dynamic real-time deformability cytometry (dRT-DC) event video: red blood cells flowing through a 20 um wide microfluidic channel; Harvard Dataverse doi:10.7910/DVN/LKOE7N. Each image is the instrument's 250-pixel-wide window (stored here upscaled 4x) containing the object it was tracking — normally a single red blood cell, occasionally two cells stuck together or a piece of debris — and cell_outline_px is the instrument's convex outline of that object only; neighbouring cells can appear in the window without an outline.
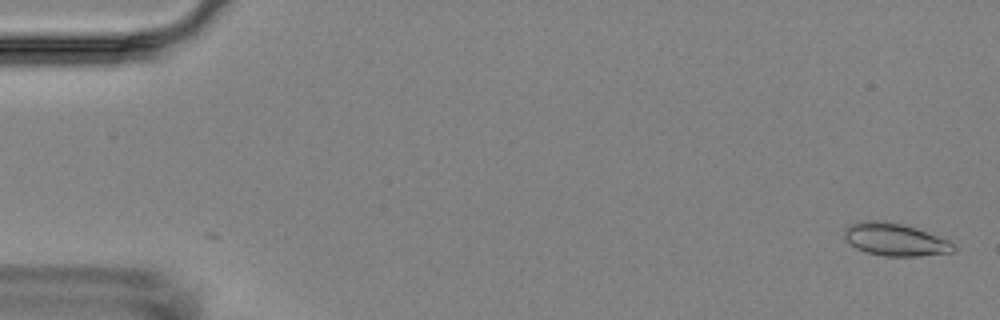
{"species": "Egyptian fruit bat (a non-hibernating species)", "species_latin": "Rousettus aegyptiacus", "temperature_condition": "room temperature", "stored_images_in_passage": 2, "camera_frame_rate_fps": 3000, "um_per_image_px": 0.085, "animal": {"sex": "female"}, "frame": {"image": 1, "passage_image": 2, "time_ms": 1.0, "image_size_px": [1000, 320], "cell_outline_px": [[956, 248], [952, 252], [920, 256], [884, 256], [864, 252], [856, 248], [844, 240], [844, 232], [852, 224], [860, 220], [876, 220], [900, 224], [916, 228], [948, 240]], "centroid_in_image_um": [76.04, 20.37], "position_along_channel_um": 9.0, "area_um2": 20.58}}